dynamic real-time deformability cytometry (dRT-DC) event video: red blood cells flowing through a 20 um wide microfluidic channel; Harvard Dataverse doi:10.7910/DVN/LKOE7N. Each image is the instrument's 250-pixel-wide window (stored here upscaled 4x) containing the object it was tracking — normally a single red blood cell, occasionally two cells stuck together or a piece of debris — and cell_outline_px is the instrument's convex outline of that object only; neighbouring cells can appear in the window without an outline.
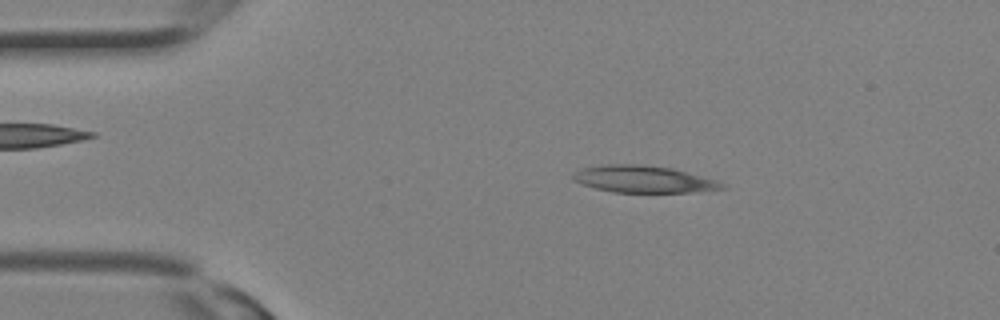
{"species": "Egyptian fruit bat (a non-hibernating species)", "species_latin": "Rousettus aegyptiacus", "temperature_condition": "room temperature", "stored_images_in_passage": 12, "camera_frame_rate_fps": 3000, "um_per_image_px": 0.085, "animal": {"sex": "female"}, "frame": {"image": 1, "passage_image": 5, "time_ms": 1.333, "image_size_px": [1000, 320], "cell_outline_px": [[728, 188], [692, 192], [612, 192], [580, 184], [572, 180], [572, 176], [580, 168], [604, 164], [636, 164], [672, 168], [716, 180], [724, 184]], "centroid_in_image_um": [54.66, 15.23], "position_along_channel_um": 30.3, "area_um2": 23.35}}
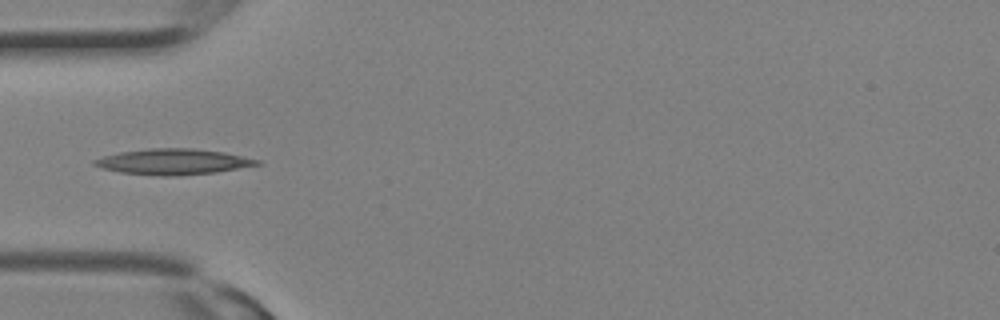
{"frame": {"image": 2, "passage_image": 9, "time_ms": 2.667, "image_size_px": [1000, 320], "cell_outline_px": [[264, 164], [216, 172], [176, 176], [164, 176], [120, 172], [104, 168], [92, 164], [92, 160], [104, 156], [120, 152], [148, 148], [192, 148], [224, 152], [260, 160]], "centroid_in_image_um": [14.75, 13.74], "position_along_channel_um": 70.2, "area_um2": 24.33}}
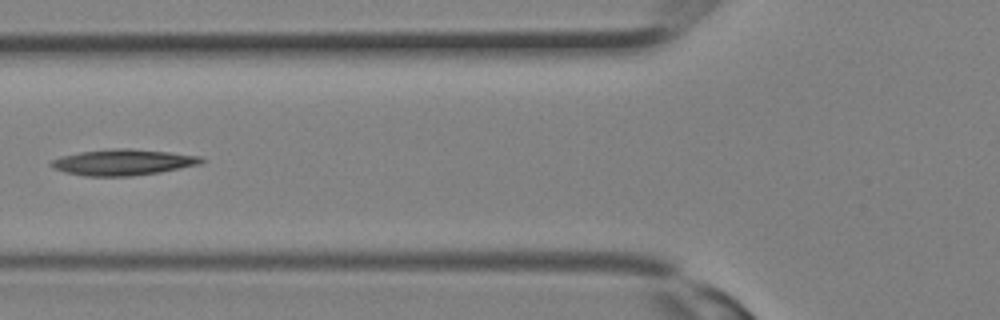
{"frame": {"image": 3, "passage_image": 11, "time_ms": 3.333, "image_size_px": [1000, 320], "cell_outline_px": [[208, 160], [200, 164], [160, 172], [132, 176], [84, 176], [64, 172], [52, 168], [48, 164], [52, 160], [60, 156], [80, 152], [112, 148], [128, 148], [168, 152], [200, 156]], "centroid_in_image_um": [10.43, 13.79], "position_along_channel_um": 115.4, "area_um2": 22.89}}